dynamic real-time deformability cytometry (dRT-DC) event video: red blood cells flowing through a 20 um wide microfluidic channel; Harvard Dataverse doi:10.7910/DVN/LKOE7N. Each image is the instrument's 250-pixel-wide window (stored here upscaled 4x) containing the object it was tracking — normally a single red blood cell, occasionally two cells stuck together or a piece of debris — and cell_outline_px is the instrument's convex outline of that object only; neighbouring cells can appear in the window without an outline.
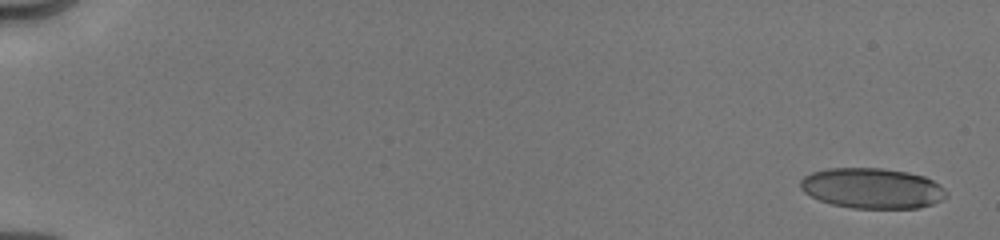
{"species": "human", "species_latin": "Homo sapiens", "temperature_condition": "cold", "stored_images_in_passage": 43, "camera_frame_rate_fps": 3000, "um_per_image_px": 0.085, "donor": {"sex": "male"}, "frame": {"image": 1, "passage_image": 1, "time_ms": 0.0, "image_size_px": [1000, 240], "cell_outline_px": [[948, 196], [944, 200], [920, 208], [852, 208], [832, 204], [820, 200], [804, 192], [800, 188], [800, 180], [804, 176], [812, 172], [828, 168], [884, 168], [908, 172], [924, 176], [940, 184], [948, 192]], "centroid_in_image_um": [74.17, 16.0], "position_along_channel_um": 10.8, "area_um2": 34.62}}
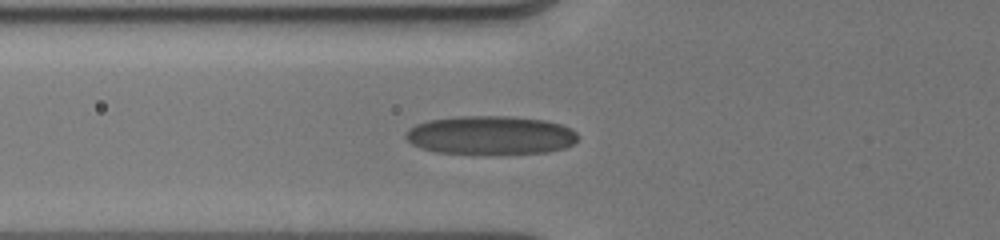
{"frame": {"image": 2, "passage_image": 24, "time_ms": 6.333, "image_size_px": [1000, 240], "cell_outline_px": [[576, 144], [564, 148], [548, 152], [436, 152], [420, 148], [412, 144], [404, 136], [408, 128], [416, 124], [428, 120], [456, 116], [516, 116], [544, 120], [560, 124], [572, 128], [576, 132]], "centroid_in_image_um": [41.69, 11.46], "position_along_channel_um": 84.1, "area_um2": 38.38}}
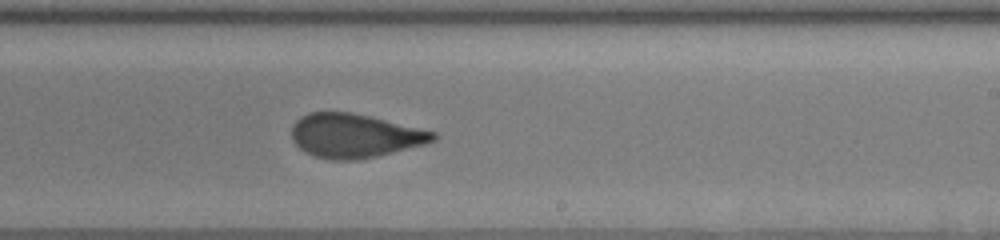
{"frame": {"image": 3, "passage_image": 43, "time_ms": 10.667, "image_size_px": [1000, 240], "cell_outline_px": [[436, 140], [424, 144], [376, 156], [356, 160], [332, 160], [312, 156], [300, 148], [292, 140], [292, 124], [300, 116], [308, 112], [352, 112], [436, 132]], "centroid_in_image_um": [30.1, 11.53], "position_along_channel_um": 258.9, "area_um2": 36.07}}